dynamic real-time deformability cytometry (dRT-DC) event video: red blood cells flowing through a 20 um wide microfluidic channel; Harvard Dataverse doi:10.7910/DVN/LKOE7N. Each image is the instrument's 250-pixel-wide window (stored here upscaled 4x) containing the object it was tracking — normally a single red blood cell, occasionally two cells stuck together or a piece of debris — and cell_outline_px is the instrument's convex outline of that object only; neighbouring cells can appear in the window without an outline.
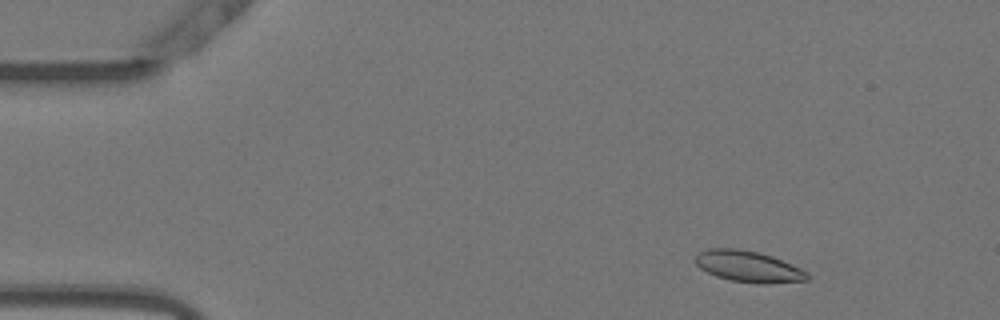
{"species": "Egyptian fruit bat (a non-hibernating species)", "species_latin": "Rousettus aegyptiacus", "temperature_condition": "warm", "stored_images_in_passage": 52, "camera_frame_rate_fps": 3000, "um_per_image_px": 0.085, "animal": {"sex": "female"}, "frame": {"image": 1, "passage_image": 5, "time_ms": 1.333, "image_size_px": [1000, 320], "cell_outline_px": [[812, 276], [808, 280], [768, 284], [756, 284], [732, 280], [716, 276], [700, 268], [696, 264], [696, 256], [700, 252], [708, 248], [736, 248], [756, 252], [772, 256], [792, 264], [808, 272]], "centroid_in_image_um": [63.66, 22.66], "position_along_channel_um": 21.3, "area_um2": 20.4}}
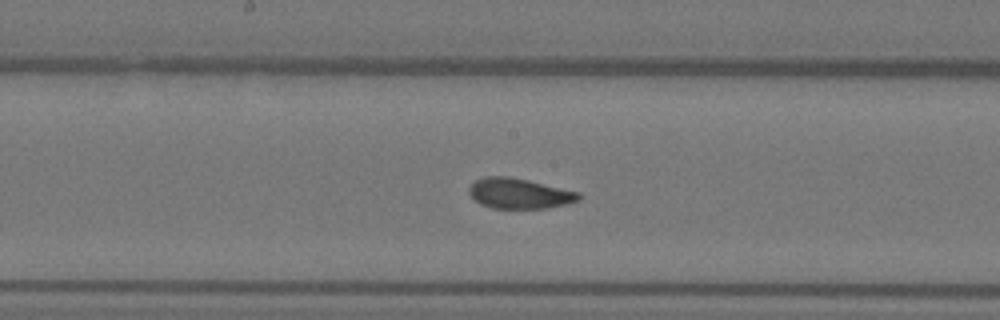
{"frame": {"image": 2, "passage_image": 26, "time_ms": 8.333, "image_size_px": [1000, 320], "cell_outline_px": [[580, 200], [568, 204], [544, 208], [492, 208], [480, 204], [468, 192], [468, 188], [476, 180], [484, 176], [508, 176], [528, 180], [580, 192]], "centroid_in_image_um": [44.15, 16.44], "position_along_channel_um": 204.1, "area_um2": 19.36}}
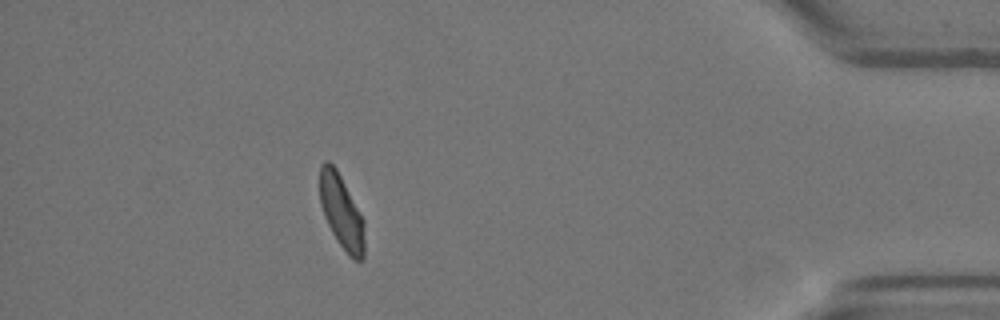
{"frame": {"image": 3, "passage_image": 46, "time_ms": 15.0, "image_size_px": [1000, 320], "cell_outline_px": [[364, 256], [360, 260], [352, 260], [348, 256], [336, 240], [324, 216], [320, 204], [320, 164], [324, 160], [328, 160], [336, 168], [364, 220]], "centroid_in_image_um": [29.02, 18.02], "position_along_channel_um": 406.2, "area_um2": 19.25}, "authors_computed_cell_mechanics": {"area_um2": 19.941, "velocity_mm_per_s": 3.7961, "shape_relaxation_time_tau1_ms": 4.4948, "shape_relaxation_time_tau2_ms": 0.9029, "deformation_change_tau1": 0.1434, "deformation_change_tau2": 0.0627}}